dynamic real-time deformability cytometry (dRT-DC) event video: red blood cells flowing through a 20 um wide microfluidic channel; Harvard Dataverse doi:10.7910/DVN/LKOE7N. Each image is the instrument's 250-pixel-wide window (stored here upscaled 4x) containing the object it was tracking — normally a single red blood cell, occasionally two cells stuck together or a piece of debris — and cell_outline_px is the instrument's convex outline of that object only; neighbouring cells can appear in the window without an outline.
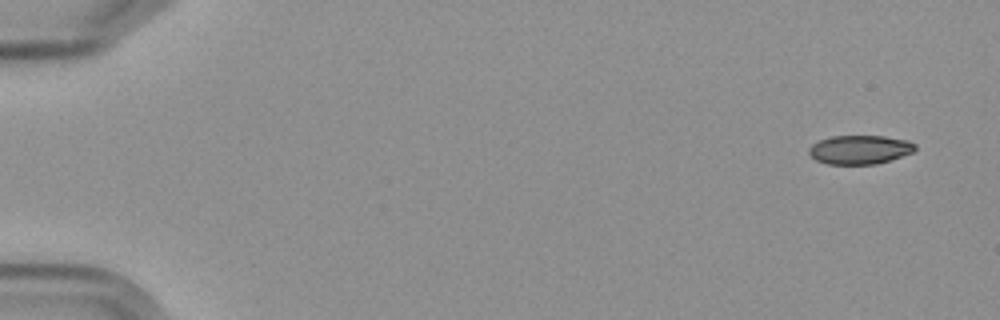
{"species": "Egyptian fruit bat (a non-hibernating species)", "species_latin": "Rousettus aegyptiacus", "temperature_condition": "cold", "stored_images_in_passage": 7, "camera_frame_rate_fps": 3000, "um_per_image_px": 0.085, "frame": {"image": 1, "passage_image": 1, "time_ms": 0.0, "image_size_px": [1000, 320], "cell_outline_px": [[916, 148], [912, 152], [876, 164], [828, 164], [816, 160], [808, 152], [808, 148], [812, 144], [820, 140], [832, 136], [884, 136], [908, 140], [916, 144]], "centroid_in_image_um": [73.07, 12.71], "position_along_channel_um": 11.9, "area_um2": 17.74}}
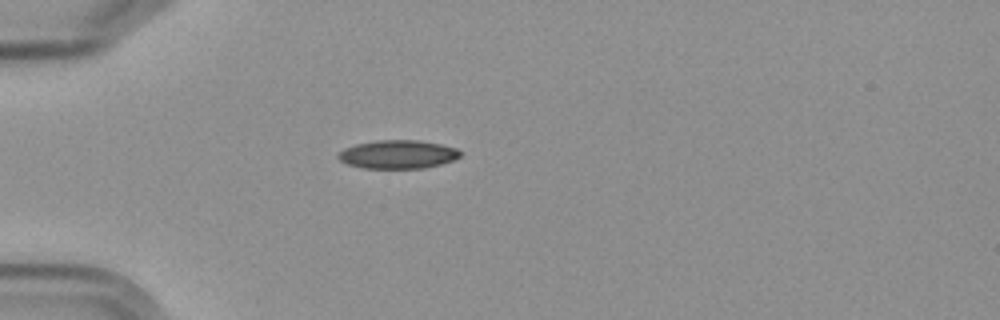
{"frame": {"image": 2, "passage_image": 5, "time_ms": 4.667, "image_size_px": [1000, 320], "cell_outline_px": [[460, 156], [452, 160], [440, 164], [424, 168], [364, 168], [348, 164], [340, 160], [336, 156], [344, 148], [356, 144], [376, 140], [420, 140], [440, 144], [456, 148], [460, 152]], "centroid_in_image_um": [33.8, 13.11], "position_along_channel_um": 51.2, "area_um2": 20.11}}
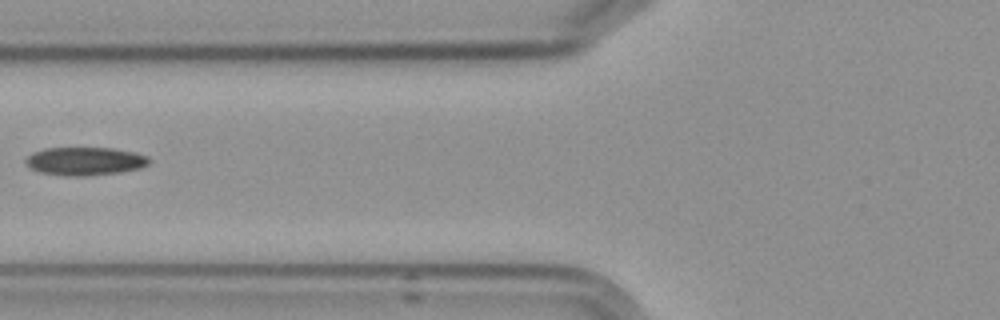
{"frame": {"image": 3, "passage_image": 7, "time_ms": 7.0, "image_size_px": [1000, 320], "cell_outline_px": [[152, 160], [148, 164], [140, 168], [120, 172], [88, 176], [64, 176], [40, 172], [28, 168], [24, 160], [32, 152], [44, 148], [112, 148], [136, 152], [148, 156]], "centroid_in_image_um": [7.21, 13.7], "position_along_channel_um": 118.6, "area_um2": 20.58}}